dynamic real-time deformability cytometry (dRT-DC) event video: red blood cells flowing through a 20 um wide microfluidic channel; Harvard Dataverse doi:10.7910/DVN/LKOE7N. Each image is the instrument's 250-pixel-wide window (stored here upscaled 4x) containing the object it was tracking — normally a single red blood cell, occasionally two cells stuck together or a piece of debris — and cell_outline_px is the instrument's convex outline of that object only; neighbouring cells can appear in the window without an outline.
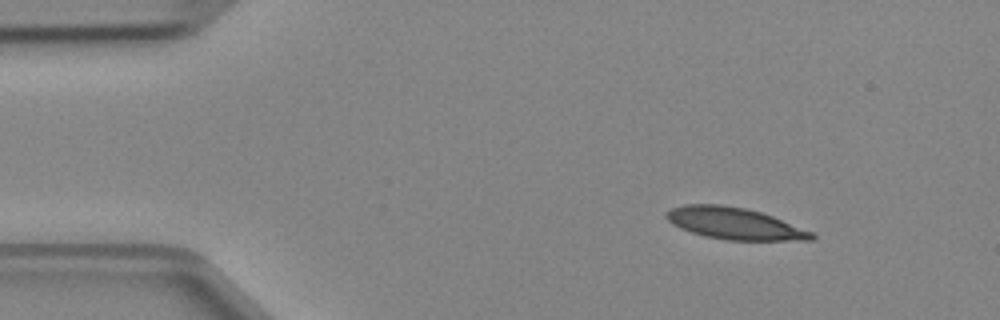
{"species": "Egyptian fruit bat (a non-hibernating species)", "species_latin": "Rousettus aegyptiacus", "temperature_condition": "cold", "stored_images_in_passage": 3, "camera_frame_rate_fps": 3000, "um_per_image_px": 0.085, "animal": {"sex": "female"}, "frame": {"image": 1, "passage_image": 1, "time_ms": 0.0, "image_size_px": [1000, 320], "cell_outline_px": [[816, 236], [812, 240], [728, 240], [704, 236], [680, 228], [672, 224], [664, 216], [672, 208], [684, 204], [720, 204], [744, 208], [760, 212], [772, 216], [812, 232]], "centroid_in_image_um": [62.4, 18.99], "position_along_channel_um": 22.6, "area_um2": 26.59}}
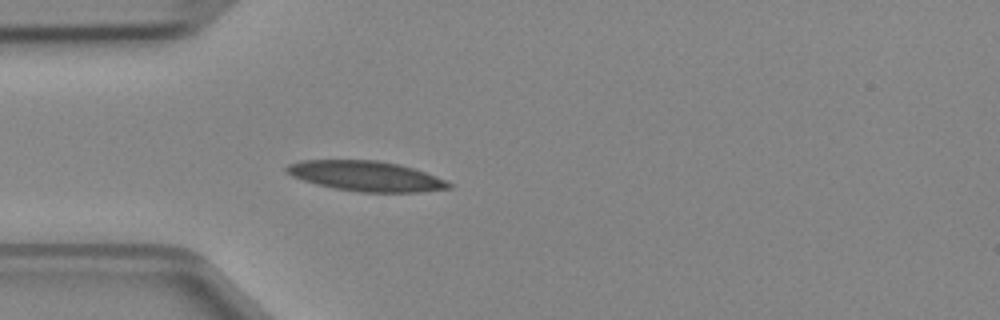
{"frame": {"image": 2, "passage_image": 3, "time_ms": 0.667, "image_size_px": [1000, 320], "cell_outline_px": [[452, 188], [420, 192], [360, 192], [336, 188], [316, 184], [292, 176], [284, 172], [284, 168], [288, 164], [300, 160], [376, 160], [400, 164], [436, 176], [452, 184]], "centroid_in_image_um": [31.08, 14.96], "position_along_channel_um": 53.9, "area_um2": 28.44}}